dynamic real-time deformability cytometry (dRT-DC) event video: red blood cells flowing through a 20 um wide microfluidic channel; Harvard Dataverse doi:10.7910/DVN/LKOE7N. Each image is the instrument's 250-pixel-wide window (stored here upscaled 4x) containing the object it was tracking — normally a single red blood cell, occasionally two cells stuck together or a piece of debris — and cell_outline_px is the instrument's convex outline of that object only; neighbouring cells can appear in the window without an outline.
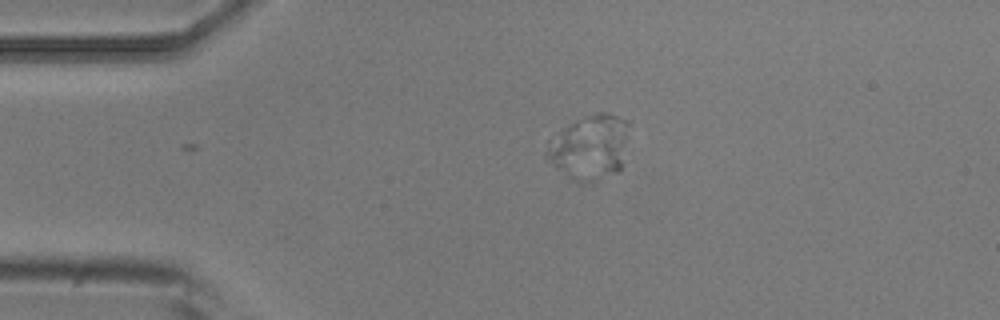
{"species": "common noctule bat (a hibernating species)", "species_latin": "Nyctalus noctula", "temperature_condition": "room temperature", "stored_images_in_passage": 2, "camera_frame_rate_fps": 3000, "um_per_image_px": 0.085, "animal": {"sex": "male", "body_mass_g": 20.5, "forearm_length_mm": 52.5}, "frame": {"image": 1, "passage_image": 1, "time_ms": 0.0, "image_size_px": [1000, 320], "cell_outline_px": [[628, 124], [624, 164], [620, 172], [592, 184], [580, 184], [544, 160], [544, 152], [548, 140], [564, 128], [576, 120], [596, 112], [608, 112], [628, 120]], "centroid_in_image_um": [50.12, 12.57], "position_along_channel_um": 34.9, "area_um2": 32.02}}